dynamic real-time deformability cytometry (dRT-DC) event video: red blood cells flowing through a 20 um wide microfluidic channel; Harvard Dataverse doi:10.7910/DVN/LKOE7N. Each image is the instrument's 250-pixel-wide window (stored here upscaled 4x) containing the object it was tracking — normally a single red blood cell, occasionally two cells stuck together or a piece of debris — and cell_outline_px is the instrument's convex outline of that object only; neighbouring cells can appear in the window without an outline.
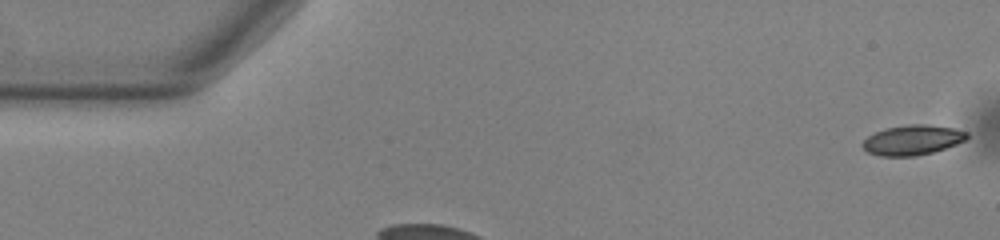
{"species": "common noctule bat (a hibernating species)", "species_latin": "Nyctalus noctula", "temperature_condition": "warm", "stored_images_in_passage": 53, "camera_frame_rate_fps": 3000, "um_per_image_px": 0.085, "animal": {"sex": "male", "body_mass_g": 13.0, "forearm_length_mm": 53.1}, "frame": {"image": 1, "passage_image": 1, "time_ms": 0.0, "image_size_px": [1000, 240], "cell_outline_px": [[968, 136], [964, 140], [956, 144], [932, 152], [916, 156], [880, 156], [868, 152], [864, 148], [864, 140], [868, 136], [884, 128], [908, 124], [928, 124], [952, 128], [968, 132]], "centroid_in_image_um": [77.56, 11.89], "position_along_channel_um": 7.4, "area_um2": 18.03}}
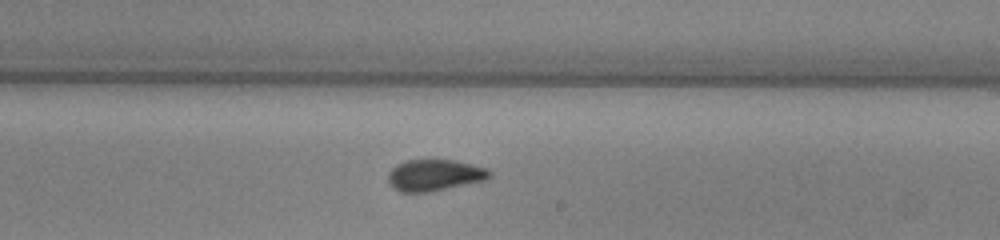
{"frame": {"image": 2, "passage_image": 31, "time_ms": 10.0, "image_size_px": [1000, 240], "cell_outline_px": [[492, 176], [488, 180], [428, 192], [400, 192], [392, 188], [388, 180], [388, 172], [396, 164], [404, 160], [456, 160], [488, 168], [492, 172]], "centroid_in_image_um": [36.96, 14.89], "position_along_channel_um": 252.0, "area_um2": 18.9}}
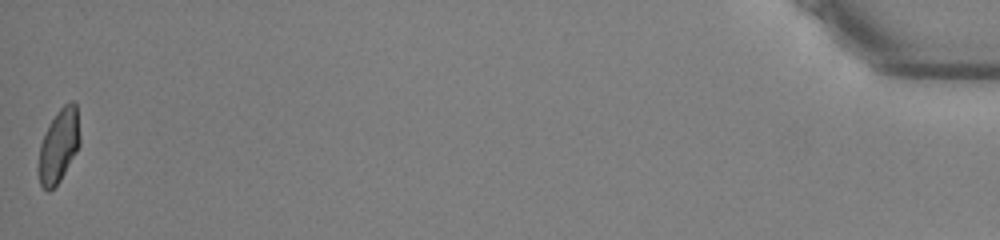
{"frame": {"image": 3, "passage_image": 53, "time_ms": 17.333, "image_size_px": [1000, 240], "cell_outline_px": [[80, 144], [76, 152], [60, 180], [48, 192], [40, 184], [40, 144], [48, 124], [56, 112], [64, 104], [72, 100], [76, 104], [80, 136]], "centroid_in_image_um": [5.02, 12.33], "position_along_channel_um": 430.2, "area_um2": 17.34}, "authors_computed_cell_mechanics": {"area_um2": 18.6694, "velocity_mm_per_s": 3.8448, "shape_relaxation_time_tau1_ms": 5.9116, "shape_relaxation_time_tau2_ms": 1.2928, "deformation_change_tau1": 0.1504, "deformation_change_tau2": 0.0737}}